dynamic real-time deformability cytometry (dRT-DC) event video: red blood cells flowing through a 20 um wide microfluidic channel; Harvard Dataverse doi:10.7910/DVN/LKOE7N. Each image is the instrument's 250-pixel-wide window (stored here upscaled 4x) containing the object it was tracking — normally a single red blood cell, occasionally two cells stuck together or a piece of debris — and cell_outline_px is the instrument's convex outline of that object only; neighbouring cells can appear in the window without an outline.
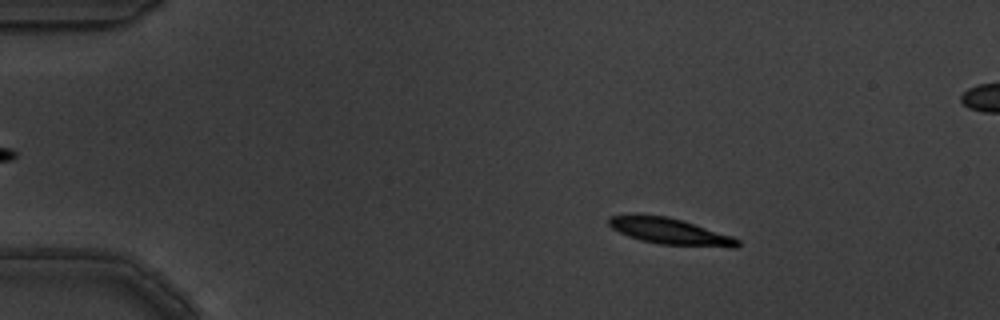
{"species": "common noctule bat (a hibernating species)", "species_latin": "Nyctalus noctula", "temperature_condition": "warm", "stored_images_in_passage": 8, "camera_frame_rate_fps": 3000, "um_per_image_px": 0.085, "animal": {"sex": "male", "body_mass_g": 19.5, "forearm_length_mm": 54.6}, "frame": {"image": 1, "passage_image": 2, "time_ms": 0.333, "image_size_px": [1000, 320], "cell_outline_px": [[740, 244], [736, 248], [732, 248], [660, 244], [640, 240], [628, 236], [612, 228], [608, 224], [608, 216], [636, 212], [668, 216], [732, 236], [740, 240]], "centroid_in_image_um": [56.89, 19.64], "position_along_channel_um": 28.1, "area_um2": 20.17}}
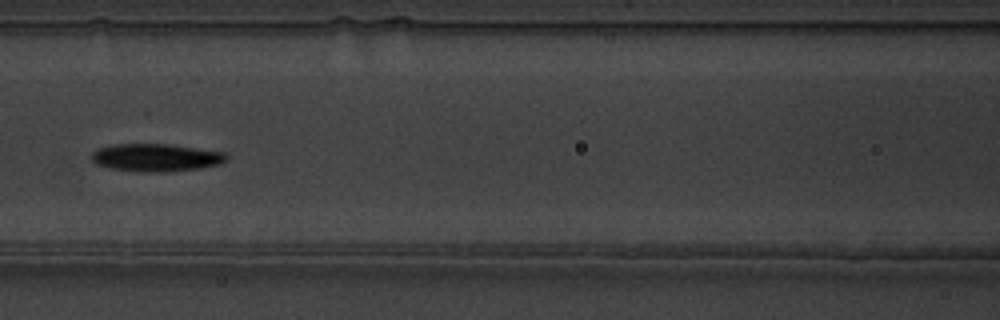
{"frame": {"image": 2, "passage_image": 7, "time_ms": 2.0, "image_size_px": [1000, 320], "cell_outline_px": [[228, 160], [220, 164], [200, 168], [164, 172], [152, 172], [112, 168], [96, 164], [88, 156], [96, 148], [112, 144], [168, 144], [224, 152], [228, 156]], "centroid_in_image_um": [13.24, 13.38], "position_along_channel_um": 153.4, "area_um2": 21.79}}
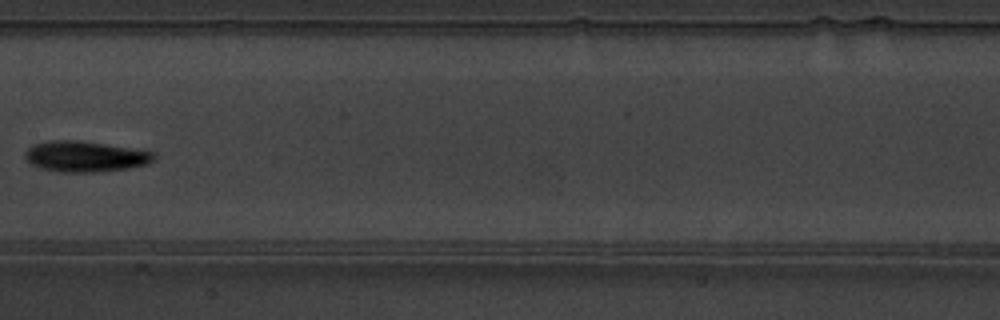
{"frame": {"image": 3, "passage_image": 8, "time_ms": 2.333, "image_size_px": [1000, 320], "cell_outline_px": [[156, 156], [148, 164], [128, 168], [96, 172], [60, 172], [40, 168], [28, 164], [24, 156], [24, 152], [32, 144], [48, 140], [80, 140], [156, 152]], "centroid_in_image_um": [7.19, 13.29], "position_along_channel_um": 200.2, "area_um2": 23.35}}